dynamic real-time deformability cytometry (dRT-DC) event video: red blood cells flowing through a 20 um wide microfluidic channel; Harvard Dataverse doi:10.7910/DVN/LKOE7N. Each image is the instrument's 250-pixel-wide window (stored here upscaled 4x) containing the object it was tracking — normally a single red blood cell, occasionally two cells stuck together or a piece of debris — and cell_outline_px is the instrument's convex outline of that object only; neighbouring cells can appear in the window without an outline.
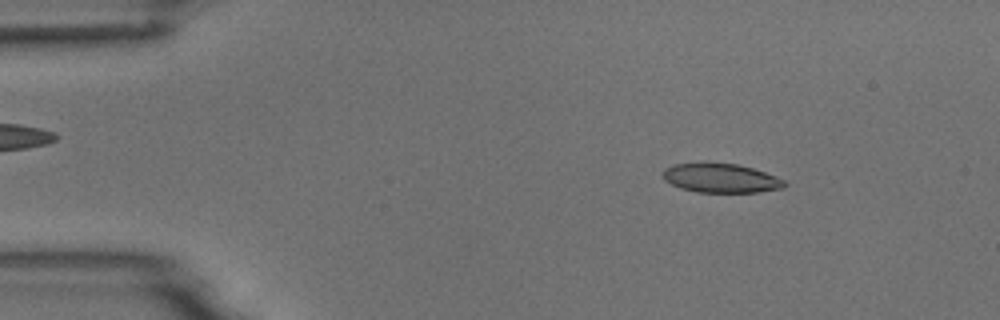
{"species": "common noctule bat (a hibernating species)", "species_latin": "Nyctalus noctula", "temperature_condition": "room temperature", "stored_images_in_passage": 5, "camera_frame_rate_fps": 3000, "um_per_image_px": 0.085, "animal": {"sex": "male", "body_mass_g": 18.8}, "frame": {"image": 1, "passage_image": 1, "time_ms": 0.0, "image_size_px": [1000, 320], "cell_outline_px": [[788, 184], [784, 188], [760, 192], [696, 192], [680, 188], [664, 180], [664, 168], [672, 164], [700, 160], [708, 160], [740, 164], [776, 176], [784, 180]], "centroid_in_image_um": [61.25, 15.09], "position_along_channel_um": 23.8, "area_um2": 21.5}}
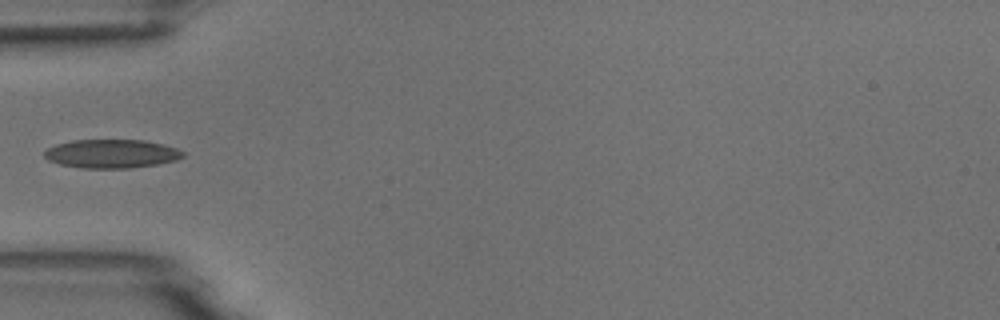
{"frame": {"image": 2, "passage_image": 4, "time_ms": 3.333, "image_size_px": [1000, 320], "cell_outline_px": [[184, 156], [176, 160], [160, 164], [128, 168], [80, 168], [60, 164], [48, 160], [44, 156], [44, 152], [48, 148], [56, 144], [72, 140], [144, 140], [164, 144], [176, 148], [184, 152]], "centroid_in_image_um": [9.49, 13.07], "position_along_channel_um": 75.5, "area_um2": 23.24}}